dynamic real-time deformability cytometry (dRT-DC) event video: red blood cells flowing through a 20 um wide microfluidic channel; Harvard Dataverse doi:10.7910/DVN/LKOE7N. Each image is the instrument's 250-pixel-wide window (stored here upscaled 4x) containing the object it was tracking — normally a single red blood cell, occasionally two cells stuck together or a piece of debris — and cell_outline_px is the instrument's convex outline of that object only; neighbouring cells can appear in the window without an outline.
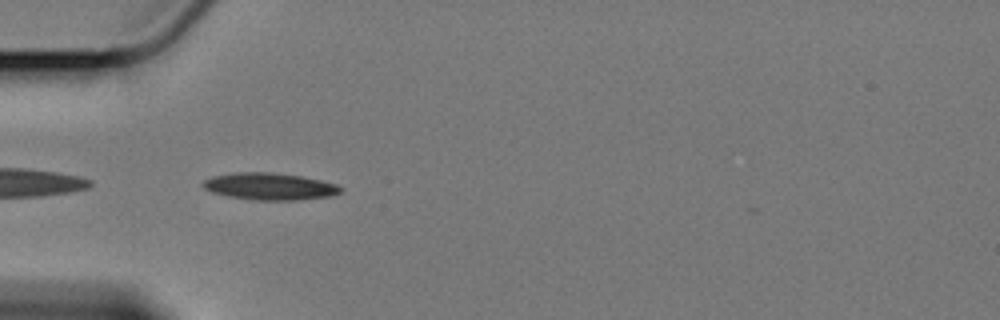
{"species": "Egyptian fruit bat (a non-hibernating species)", "species_latin": "Rousettus aegyptiacus", "temperature_condition": "cold", "stored_images_in_passage": 41, "camera_frame_rate_fps": 3000, "um_per_image_px": 0.085, "animal": {"sex": "female"}, "frame": {"image": 1, "passage_image": 1, "time_ms": 0.0, "image_size_px": [1000, 320], "cell_outline_px": [[344, 192], [332, 196], [296, 200], [248, 200], [228, 196], [212, 192], [204, 188], [200, 184], [204, 180], [212, 176], [232, 172], [272, 172], [300, 176], [320, 180], [336, 184], [344, 188]], "centroid_in_image_um": [22.92, 15.85], "position_along_channel_um": 62.1, "area_um2": 21.96}}
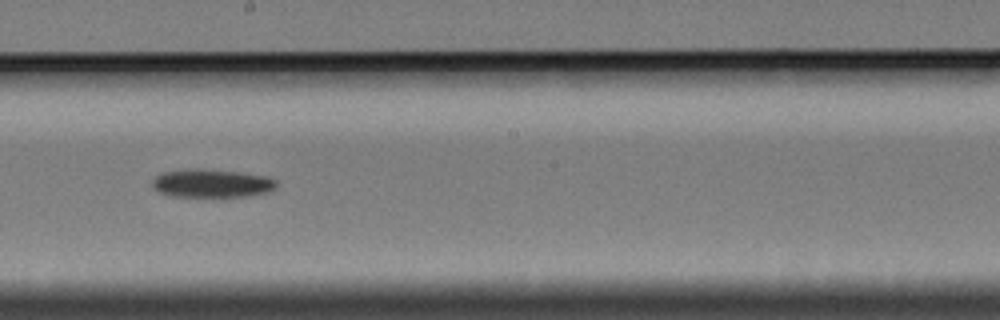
{"frame": {"image": 2, "passage_image": 16, "time_ms": 5.0, "image_size_px": [1000, 320], "cell_outline_px": [[276, 188], [268, 192], [248, 196], [220, 200], [172, 196], [160, 192], [152, 188], [152, 180], [156, 176], [164, 172], [184, 168], [204, 168], [240, 172], [268, 176], [276, 180]], "centroid_in_image_um": [18.0, 15.62], "position_along_channel_um": 230.2, "area_um2": 21.79}}
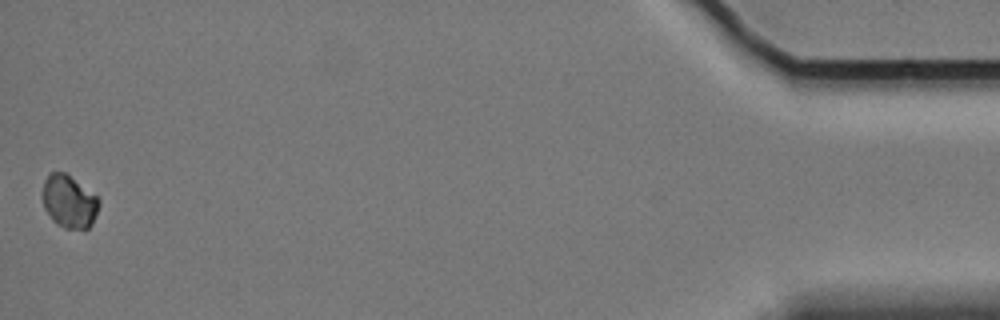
{"frame": {"image": 3, "passage_image": 41, "time_ms": 13.333, "image_size_px": [1000, 320], "cell_outline_px": [[100, 204], [92, 224], [88, 228], [64, 228], [56, 224], [52, 220], [44, 208], [40, 196], [44, 180], [48, 172], [64, 172], [96, 196], [100, 200]], "centroid_in_image_um": [5.82, 17.13], "position_along_channel_um": 429.4, "area_um2": 17.46}, "authors_computed_cell_mechanics": {"area_um2": 20.519, "velocity_mm_per_s": 3.414, "shape_relaxation_time_tau1_ms": 3.1958, "shape_relaxation_time_tau2_ms": null, "deformation_change_tau1": 0.0659, "deformation_change_tau2": null}}